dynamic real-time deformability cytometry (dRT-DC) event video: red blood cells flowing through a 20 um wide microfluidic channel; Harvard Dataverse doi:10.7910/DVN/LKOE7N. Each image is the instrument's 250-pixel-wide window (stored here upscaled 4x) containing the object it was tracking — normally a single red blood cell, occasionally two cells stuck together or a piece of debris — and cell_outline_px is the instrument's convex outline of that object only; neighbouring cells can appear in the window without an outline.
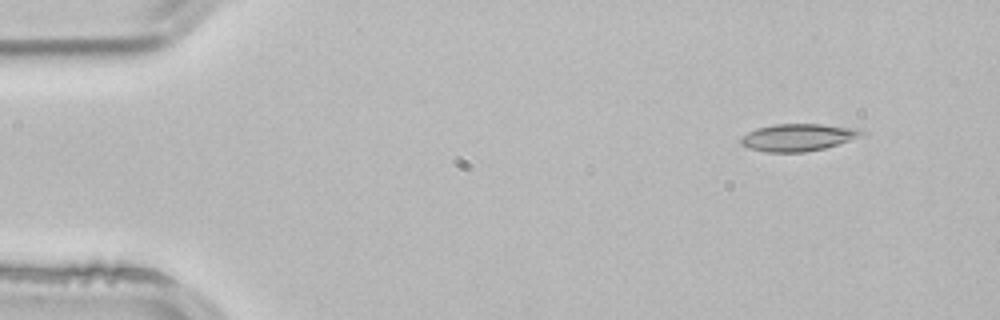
{"species": "common noctule bat (a hibernating species)", "species_latin": "Nyctalus noctula", "temperature_condition": "room temperature", "stored_images_in_passage": 3, "camera_frame_rate_fps": 3000, "um_per_image_px": 0.085, "animal": {"sex": "male", "body_mass_g": 21.5, "forearm_length_mm": 52.0}, "frame": {"image": 1, "passage_image": 3, "time_ms": 0.667, "image_size_px": [1000, 320], "cell_outline_px": [[868, 132], [848, 140], [824, 148], [804, 152], [764, 152], [748, 148], [740, 144], [740, 140], [748, 132], [756, 128], [776, 124], [820, 124], [860, 128]], "centroid_in_image_um": [67.81, 11.67], "position_along_channel_um": 17.2, "area_um2": 19.07}}